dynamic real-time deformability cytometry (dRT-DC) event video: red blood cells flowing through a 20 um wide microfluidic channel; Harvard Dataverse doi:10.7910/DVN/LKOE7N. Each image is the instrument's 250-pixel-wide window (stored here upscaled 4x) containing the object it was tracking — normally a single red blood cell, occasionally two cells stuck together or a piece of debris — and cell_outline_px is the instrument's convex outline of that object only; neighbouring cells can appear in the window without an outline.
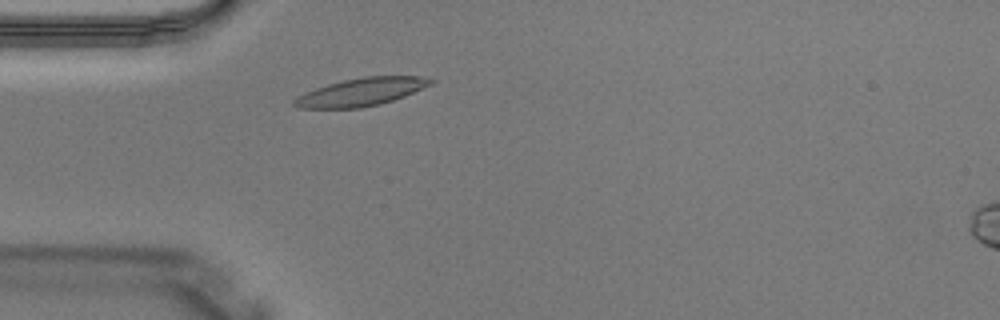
{"species": "Egyptian fruit bat (a non-hibernating species)", "species_latin": "Rousettus aegyptiacus", "temperature_condition": "warm", "stored_images_in_passage": 3, "camera_frame_rate_fps": 3000, "um_per_image_px": 0.085, "animal": {"sex": "male"}, "frame": {"image": 1, "passage_image": 2, "time_ms": 0.333, "image_size_px": [1000, 320], "cell_outline_px": [[436, 80], [432, 84], [404, 96], [380, 104], [360, 108], [300, 108], [292, 104], [292, 100], [296, 96], [304, 92], [328, 84], [344, 80], [364, 76], [420, 76]], "centroid_in_image_um": [30.68, 7.81], "position_along_channel_um": 54.3, "area_um2": 22.14}}